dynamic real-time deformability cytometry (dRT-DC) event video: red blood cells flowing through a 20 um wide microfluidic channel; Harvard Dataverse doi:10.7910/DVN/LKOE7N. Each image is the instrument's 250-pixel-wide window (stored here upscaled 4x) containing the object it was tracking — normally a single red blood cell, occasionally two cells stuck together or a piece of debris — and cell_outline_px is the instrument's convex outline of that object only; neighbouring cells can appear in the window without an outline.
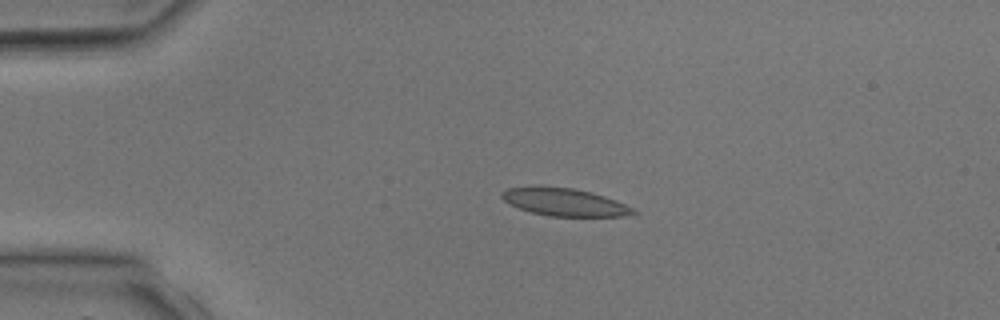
{"species": "common noctule bat (a hibernating species)", "species_latin": "Nyctalus noctula", "temperature_condition": "room temperature", "stored_images_in_passage": 4, "camera_frame_rate_fps": 3000, "um_per_image_px": 0.085, "animal": {"sex": "male", "body_mass_g": 17.9, "forearm_length_mm": 54.2}, "frame": {"image": 1, "passage_image": 3, "time_ms": 2.333, "image_size_px": [1000, 320], "cell_outline_px": [[640, 212], [624, 216], [548, 216], [532, 212], [508, 204], [500, 196], [500, 192], [508, 188], [572, 188], [592, 192], [616, 200]], "centroid_in_image_um": [48.01, 17.2], "position_along_channel_um": 37.0, "area_um2": 20.63}}